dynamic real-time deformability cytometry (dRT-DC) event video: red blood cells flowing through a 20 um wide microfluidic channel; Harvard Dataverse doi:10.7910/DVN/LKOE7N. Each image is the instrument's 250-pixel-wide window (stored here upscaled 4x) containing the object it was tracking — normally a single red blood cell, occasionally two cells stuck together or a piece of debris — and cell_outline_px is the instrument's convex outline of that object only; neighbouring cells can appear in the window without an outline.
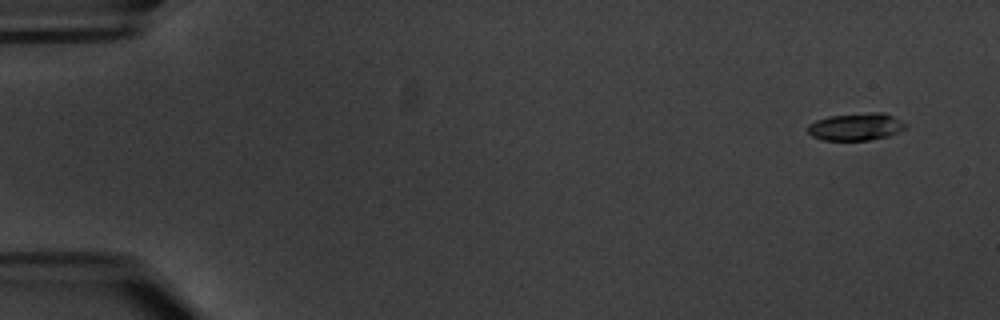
{"species": "common noctule bat (a hibernating species)", "species_latin": "Nyctalus noctula", "temperature_condition": "warm", "stored_images_in_passage": 7, "camera_frame_rate_fps": 3000, "um_per_image_px": 0.085, "animal": {"sex": "male", "body_mass_g": 20.1, "forearm_length_mm": 53.5}, "frame": {"image": 1, "passage_image": 1, "time_ms": 0.0, "image_size_px": [1000, 320], "cell_outline_px": [[908, 128], [888, 136], [868, 140], [824, 140], [812, 136], [808, 132], [808, 124], [816, 120], [828, 116], [872, 112], [884, 112], [908, 124]], "centroid_in_image_um": [72.78, 10.77], "position_along_channel_um": 12.2, "area_um2": 15.66}}